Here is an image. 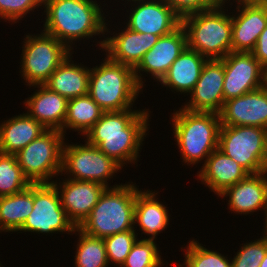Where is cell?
Returning <instances> with one entry per match:
<instances>
[{
    "label": "cell",
    "mask_w": 267,
    "mask_h": 267,
    "mask_svg": "<svg viewBox=\"0 0 267 267\" xmlns=\"http://www.w3.org/2000/svg\"><path fill=\"white\" fill-rule=\"evenodd\" d=\"M219 116L221 125L224 126H256L267 129L266 86L226 100Z\"/></svg>",
    "instance_id": "ffe728a7"
},
{
    "label": "cell",
    "mask_w": 267,
    "mask_h": 267,
    "mask_svg": "<svg viewBox=\"0 0 267 267\" xmlns=\"http://www.w3.org/2000/svg\"><path fill=\"white\" fill-rule=\"evenodd\" d=\"M267 253V238H260L239 245L232 258V267H259Z\"/></svg>",
    "instance_id": "836d02e7"
},
{
    "label": "cell",
    "mask_w": 267,
    "mask_h": 267,
    "mask_svg": "<svg viewBox=\"0 0 267 267\" xmlns=\"http://www.w3.org/2000/svg\"><path fill=\"white\" fill-rule=\"evenodd\" d=\"M167 263V264H166ZM168 265L169 264V262H167L166 260L160 265V266H158V267H163L164 265Z\"/></svg>",
    "instance_id": "7bdbcfd3"
},
{
    "label": "cell",
    "mask_w": 267,
    "mask_h": 267,
    "mask_svg": "<svg viewBox=\"0 0 267 267\" xmlns=\"http://www.w3.org/2000/svg\"><path fill=\"white\" fill-rule=\"evenodd\" d=\"M156 240L138 238L121 267H158L164 262Z\"/></svg>",
    "instance_id": "1f68e13d"
},
{
    "label": "cell",
    "mask_w": 267,
    "mask_h": 267,
    "mask_svg": "<svg viewBox=\"0 0 267 267\" xmlns=\"http://www.w3.org/2000/svg\"><path fill=\"white\" fill-rule=\"evenodd\" d=\"M33 210V184L22 192L0 197V233H16ZM12 232V233H11Z\"/></svg>",
    "instance_id": "4316f807"
},
{
    "label": "cell",
    "mask_w": 267,
    "mask_h": 267,
    "mask_svg": "<svg viewBox=\"0 0 267 267\" xmlns=\"http://www.w3.org/2000/svg\"><path fill=\"white\" fill-rule=\"evenodd\" d=\"M228 11L230 7L223 0L210 10L183 17L181 26L186 33L187 48L207 59H222L228 55L232 45L231 12Z\"/></svg>",
    "instance_id": "8992f818"
},
{
    "label": "cell",
    "mask_w": 267,
    "mask_h": 267,
    "mask_svg": "<svg viewBox=\"0 0 267 267\" xmlns=\"http://www.w3.org/2000/svg\"><path fill=\"white\" fill-rule=\"evenodd\" d=\"M103 113L104 111L89 94L68 100L64 135L66 136L70 130L69 132L77 131V135L84 137Z\"/></svg>",
    "instance_id": "83f0119b"
},
{
    "label": "cell",
    "mask_w": 267,
    "mask_h": 267,
    "mask_svg": "<svg viewBox=\"0 0 267 267\" xmlns=\"http://www.w3.org/2000/svg\"><path fill=\"white\" fill-rule=\"evenodd\" d=\"M207 58L197 51L186 48L172 63L167 74L158 83L172 93L188 96L197 83ZM171 90H169V89Z\"/></svg>",
    "instance_id": "cb8c5ba5"
},
{
    "label": "cell",
    "mask_w": 267,
    "mask_h": 267,
    "mask_svg": "<svg viewBox=\"0 0 267 267\" xmlns=\"http://www.w3.org/2000/svg\"><path fill=\"white\" fill-rule=\"evenodd\" d=\"M186 48V33L181 25L172 33L161 36L134 68L135 80L139 87L142 90L145 88L144 76L147 75L158 84L167 74L172 63Z\"/></svg>",
    "instance_id": "4fadbf2b"
},
{
    "label": "cell",
    "mask_w": 267,
    "mask_h": 267,
    "mask_svg": "<svg viewBox=\"0 0 267 267\" xmlns=\"http://www.w3.org/2000/svg\"><path fill=\"white\" fill-rule=\"evenodd\" d=\"M224 65L221 59H207L190 96L181 107L192 112L220 113L224 105Z\"/></svg>",
    "instance_id": "2e32d148"
},
{
    "label": "cell",
    "mask_w": 267,
    "mask_h": 267,
    "mask_svg": "<svg viewBox=\"0 0 267 267\" xmlns=\"http://www.w3.org/2000/svg\"><path fill=\"white\" fill-rule=\"evenodd\" d=\"M59 177V178H58ZM52 183L55 185L61 206L68 218L79 227L90 215L93 207L107 188L98 182L80 181L58 176Z\"/></svg>",
    "instance_id": "e0dca14e"
},
{
    "label": "cell",
    "mask_w": 267,
    "mask_h": 267,
    "mask_svg": "<svg viewBox=\"0 0 267 267\" xmlns=\"http://www.w3.org/2000/svg\"><path fill=\"white\" fill-rule=\"evenodd\" d=\"M77 235L74 267H109L105 243L102 238L85 234L78 227L74 233Z\"/></svg>",
    "instance_id": "f1b7e54d"
},
{
    "label": "cell",
    "mask_w": 267,
    "mask_h": 267,
    "mask_svg": "<svg viewBox=\"0 0 267 267\" xmlns=\"http://www.w3.org/2000/svg\"><path fill=\"white\" fill-rule=\"evenodd\" d=\"M98 1L43 0L41 16L44 15L45 19H43L41 30L64 43L72 52H75L74 47L80 49L78 46L82 44V41H84L83 44L89 42V45L92 42L90 40L93 39L95 44L91 46L97 47L96 51L97 49L102 50L105 40L103 38H105L106 18L109 14L112 16L113 13L106 11L108 10L104 8L105 5L108 7L106 3H101V0ZM75 43H78V46Z\"/></svg>",
    "instance_id": "6da1fadb"
},
{
    "label": "cell",
    "mask_w": 267,
    "mask_h": 267,
    "mask_svg": "<svg viewBox=\"0 0 267 267\" xmlns=\"http://www.w3.org/2000/svg\"><path fill=\"white\" fill-rule=\"evenodd\" d=\"M88 94L104 112H116L132 109L143 90L132 67L106 56L100 64L90 66Z\"/></svg>",
    "instance_id": "5b68a950"
},
{
    "label": "cell",
    "mask_w": 267,
    "mask_h": 267,
    "mask_svg": "<svg viewBox=\"0 0 267 267\" xmlns=\"http://www.w3.org/2000/svg\"><path fill=\"white\" fill-rule=\"evenodd\" d=\"M67 140L68 138L63 145L60 176L64 175L67 179L98 182L107 188L123 184L115 182L113 186L111 185L113 177L116 178L117 174L124 169L112 158L85 140H83L84 144L79 142H70V144Z\"/></svg>",
    "instance_id": "ba28073f"
},
{
    "label": "cell",
    "mask_w": 267,
    "mask_h": 267,
    "mask_svg": "<svg viewBox=\"0 0 267 267\" xmlns=\"http://www.w3.org/2000/svg\"><path fill=\"white\" fill-rule=\"evenodd\" d=\"M265 86L267 88V68L265 69Z\"/></svg>",
    "instance_id": "60d3db41"
},
{
    "label": "cell",
    "mask_w": 267,
    "mask_h": 267,
    "mask_svg": "<svg viewBox=\"0 0 267 267\" xmlns=\"http://www.w3.org/2000/svg\"><path fill=\"white\" fill-rule=\"evenodd\" d=\"M138 234L140 233H136L135 230H127L103 238L109 265L122 266L133 244L137 241Z\"/></svg>",
    "instance_id": "d6a6232c"
},
{
    "label": "cell",
    "mask_w": 267,
    "mask_h": 267,
    "mask_svg": "<svg viewBox=\"0 0 267 267\" xmlns=\"http://www.w3.org/2000/svg\"><path fill=\"white\" fill-rule=\"evenodd\" d=\"M259 267H267V253H266L264 259L262 260V262L260 263Z\"/></svg>",
    "instance_id": "ab89813d"
},
{
    "label": "cell",
    "mask_w": 267,
    "mask_h": 267,
    "mask_svg": "<svg viewBox=\"0 0 267 267\" xmlns=\"http://www.w3.org/2000/svg\"><path fill=\"white\" fill-rule=\"evenodd\" d=\"M225 2L232 1L235 4H267V0H224Z\"/></svg>",
    "instance_id": "74e56055"
},
{
    "label": "cell",
    "mask_w": 267,
    "mask_h": 267,
    "mask_svg": "<svg viewBox=\"0 0 267 267\" xmlns=\"http://www.w3.org/2000/svg\"><path fill=\"white\" fill-rule=\"evenodd\" d=\"M221 60L224 65V101L265 85V68L251 52H230Z\"/></svg>",
    "instance_id": "5bb4252c"
},
{
    "label": "cell",
    "mask_w": 267,
    "mask_h": 267,
    "mask_svg": "<svg viewBox=\"0 0 267 267\" xmlns=\"http://www.w3.org/2000/svg\"><path fill=\"white\" fill-rule=\"evenodd\" d=\"M46 130L25 111L0 121V153L15 155Z\"/></svg>",
    "instance_id": "484cf974"
},
{
    "label": "cell",
    "mask_w": 267,
    "mask_h": 267,
    "mask_svg": "<svg viewBox=\"0 0 267 267\" xmlns=\"http://www.w3.org/2000/svg\"><path fill=\"white\" fill-rule=\"evenodd\" d=\"M182 19L183 17L210 10L223 0H163Z\"/></svg>",
    "instance_id": "d590c367"
},
{
    "label": "cell",
    "mask_w": 267,
    "mask_h": 267,
    "mask_svg": "<svg viewBox=\"0 0 267 267\" xmlns=\"http://www.w3.org/2000/svg\"><path fill=\"white\" fill-rule=\"evenodd\" d=\"M204 246L197 239H190L185 247H180L185 258L177 267H232V258L228 254Z\"/></svg>",
    "instance_id": "f546056e"
},
{
    "label": "cell",
    "mask_w": 267,
    "mask_h": 267,
    "mask_svg": "<svg viewBox=\"0 0 267 267\" xmlns=\"http://www.w3.org/2000/svg\"><path fill=\"white\" fill-rule=\"evenodd\" d=\"M231 10V52H251L262 31L267 27V4H234Z\"/></svg>",
    "instance_id": "d6986e66"
},
{
    "label": "cell",
    "mask_w": 267,
    "mask_h": 267,
    "mask_svg": "<svg viewBox=\"0 0 267 267\" xmlns=\"http://www.w3.org/2000/svg\"><path fill=\"white\" fill-rule=\"evenodd\" d=\"M255 59L266 69L267 68V27L257 39L254 49L251 51Z\"/></svg>",
    "instance_id": "8d00e7d4"
},
{
    "label": "cell",
    "mask_w": 267,
    "mask_h": 267,
    "mask_svg": "<svg viewBox=\"0 0 267 267\" xmlns=\"http://www.w3.org/2000/svg\"><path fill=\"white\" fill-rule=\"evenodd\" d=\"M42 5L43 0H0V20L3 23H11L10 25L21 23V20H24L29 14H31V17L32 14L36 15L33 13L36 10L39 13Z\"/></svg>",
    "instance_id": "e575fe53"
},
{
    "label": "cell",
    "mask_w": 267,
    "mask_h": 267,
    "mask_svg": "<svg viewBox=\"0 0 267 267\" xmlns=\"http://www.w3.org/2000/svg\"><path fill=\"white\" fill-rule=\"evenodd\" d=\"M218 149L249 174L267 171V129L256 126H220Z\"/></svg>",
    "instance_id": "30bf717a"
},
{
    "label": "cell",
    "mask_w": 267,
    "mask_h": 267,
    "mask_svg": "<svg viewBox=\"0 0 267 267\" xmlns=\"http://www.w3.org/2000/svg\"><path fill=\"white\" fill-rule=\"evenodd\" d=\"M122 5L126 10L123 7L121 10L126 11L124 16L127 18L121 23L134 32L161 37L181 25V18L163 0H132Z\"/></svg>",
    "instance_id": "7c38bea8"
},
{
    "label": "cell",
    "mask_w": 267,
    "mask_h": 267,
    "mask_svg": "<svg viewBox=\"0 0 267 267\" xmlns=\"http://www.w3.org/2000/svg\"><path fill=\"white\" fill-rule=\"evenodd\" d=\"M32 87H34L33 90L37 89L23 101L25 112L46 129L59 130L64 134L68 100L57 92L51 91L44 84L28 88L32 89Z\"/></svg>",
    "instance_id": "7402d4cb"
},
{
    "label": "cell",
    "mask_w": 267,
    "mask_h": 267,
    "mask_svg": "<svg viewBox=\"0 0 267 267\" xmlns=\"http://www.w3.org/2000/svg\"><path fill=\"white\" fill-rule=\"evenodd\" d=\"M77 227L68 218L61 206L57 189L53 183L33 184V210L18 233H54L74 235ZM66 232V233H65Z\"/></svg>",
    "instance_id": "8fae6325"
},
{
    "label": "cell",
    "mask_w": 267,
    "mask_h": 267,
    "mask_svg": "<svg viewBox=\"0 0 267 267\" xmlns=\"http://www.w3.org/2000/svg\"><path fill=\"white\" fill-rule=\"evenodd\" d=\"M262 220H264L263 221V232H261V235H264L266 238H267V213H266V215H265V218H262Z\"/></svg>",
    "instance_id": "f35d334b"
},
{
    "label": "cell",
    "mask_w": 267,
    "mask_h": 267,
    "mask_svg": "<svg viewBox=\"0 0 267 267\" xmlns=\"http://www.w3.org/2000/svg\"><path fill=\"white\" fill-rule=\"evenodd\" d=\"M179 109V110H178ZM170 114L176 147L180 150L182 166H201L218 149L220 116L214 112H192L182 107ZM203 160V161H202ZM202 161V162H201Z\"/></svg>",
    "instance_id": "3957f363"
},
{
    "label": "cell",
    "mask_w": 267,
    "mask_h": 267,
    "mask_svg": "<svg viewBox=\"0 0 267 267\" xmlns=\"http://www.w3.org/2000/svg\"><path fill=\"white\" fill-rule=\"evenodd\" d=\"M72 52L50 75L44 84L67 100L88 94L90 65L77 63ZM75 61V62H74Z\"/></svg>",
    "instance_id": "d4e9b609"
},
{
    "label": "cell",
    "mask_w": 267,
    "mask_h": 267,
    "mask_svg": "<svg viewBox=\"0 0 267 267\" xmlns=\"http://www.w3.org/2000/svg\"><path fill=\"white\" fill-rule=\"evenodd\" d=\"M110 22L111 21H108L107 18L105 27V40L101 53H104L105 51L103 54L104 57L107 56L114 62L127 65L134 69L140 63L143 55L156 44L160 36L137 33L127 28L125 24L122 26L121 23L120 25H117L116 23L114 27L117 30L113 28L111 31L110 29L113 25H110L112 24ZM116 26H119V28Z\"/></svg>",
    "instance_id": "9a60e30c"
},
{
    "label": "cell",
    "mask_w": 267,
    "mask_h": 267,
    "mask_svg": "<svg viewBox=\"0 0 267 267\" xmlns=\"http://www.w3.org/2000/svg\"><path fill=\"white\" fill-rule=\"evenodd\" d=\"M66 137L59 130L47 129L15 154L18 165L31 184L52 183L61 175Z\"/></svg>",
    "instance_id": "9c48e42d"
},
{
    "label": "cell",
    "mask_w": 267,
    "mask_h": 267,
    "mask_svg": "<svg viewBox=\"0 0 267 267\" xmlns=\"http://www.w3.org/2000/svg\"><path fill=\"white\" fill-rule=\"evenodd\" d=\"M140 190L130 180L120 186L106 188L78 228L89 236L102 239L134 230L135 199Z\"/></svg>",
    "instance_id": "277c9868"
},
{
    "label": "cell",
    "mask_w": 267,
    "mask_h": 267,
    "mask_svg": "<svg viewBox=\"0 0 267 267\" xmlns=\"http://www.w3.org/2000/svg\"><path fill=\"white\" fill-rule=\"evenodd\" d=\"M114 1H115V2H119L120 4H122V3L120 2V0H114ZM121 1H123V2L126 3V2H129V1H132V0H125V1H124V0H121Z\"/></svg>",
    "instance_id": "b9f144b4"
},
{
    "label": "cell",
    "mask_w": 267,
    "mask_h": 267,
    "mask_svg": "<svg viewBox=\"0 0 267 267\" xmlns=\"http://www.w3.org/2000/svg\"><path fill=\"white\" fill-rule=\"evenodd\" d=\"M40 33V34H39ZM22 37L19 75L26 86L43 85L57 67L72 53L62 42L44 31ZM21 69V70H20ZM27 83V84H25Z\"/></svg>",
    "instance_id": "52a82bcc"
},
{
    "label": "cell",
    "mask_w": 267,
    "mask_h": 267,
    "mask_svg": "<svg viewBox=\"0 0 267 267\" xmlns=\"http://www.w3.org/2000/svg\"><path fill=\"white\" fill-rule=\"evenodd\" d=\"M30 185L16 156L0 153V197L22 192Z\"/></svg>",
    "instance_id": "4dcf8cb0"
},
{
    "label": "cell",
    "mask_w": 267,
    "mask_h": 267,
    "mask_svg": "<svg viewBox=\"0 0 267 267\" xmlns=\"http://www.w3.org/2000/svg\"><path fill=\"white\" fill-rule=\"evenodd\" d=\"M152 112L146 107L104 112L83 140L104 152L122 168L127 164L137 167L144 139L151 129Z\"/></svg>",
    "instance_id": "7a4b0ae2"
},
{
    "label": "cell",
    "mask_w": 267,
    "mask_h": 267,
    "mask_svg": "<svg viewBox=\"0 0 267 267\" xmlns=\"http://www.w3.org/2000/svg\"><path fill=\"white\" fill-rule=\"evenodd\" d=\"M198 170L196 180L216 196L249 175L244 167L219 149L214 150Z\"/></svg>",
    "instance_id": "603a6c76"
},
{
    "label": "cell",
    "mask_w": 267,
    "mask_h": 267,
    "mask_svg": "<svg viewBox=\"0 0 267 267\" xmlns=\"http://www.w3.org/2000/svg\"><path fill=\"white\" fill-rule=\"evenodd\" d=\"M228 201L227 210L231 213L251 216L255 212L267 213V171L249 174L247 177L227 188L219 196ZM251 214V215H250Z\"/></svg>",
    "instance_id": "ac0fdd59"
},
{
    "label": "cell",
    "mask_w": 267,
    "mask_h": 267,
    "mask_svg": "<svg viewBox=\"0 0 267 267\" xmlns=\"http://www.w3.org/2000/svg\"><path fill=\"white\" fill-rule=\"evenodd\" d=\"M157 190L142 189L135 199L134 230H140L142 239L157 240V235L165 232L170 225L171 214L165 205L160 201ZM169 212V213H168ZM139 226V229L137 227ZM138 230V231H137ZM147 235V237H146Z\"/></svg>",
    "instance_id": "44dd1931"
}]
</instances>
